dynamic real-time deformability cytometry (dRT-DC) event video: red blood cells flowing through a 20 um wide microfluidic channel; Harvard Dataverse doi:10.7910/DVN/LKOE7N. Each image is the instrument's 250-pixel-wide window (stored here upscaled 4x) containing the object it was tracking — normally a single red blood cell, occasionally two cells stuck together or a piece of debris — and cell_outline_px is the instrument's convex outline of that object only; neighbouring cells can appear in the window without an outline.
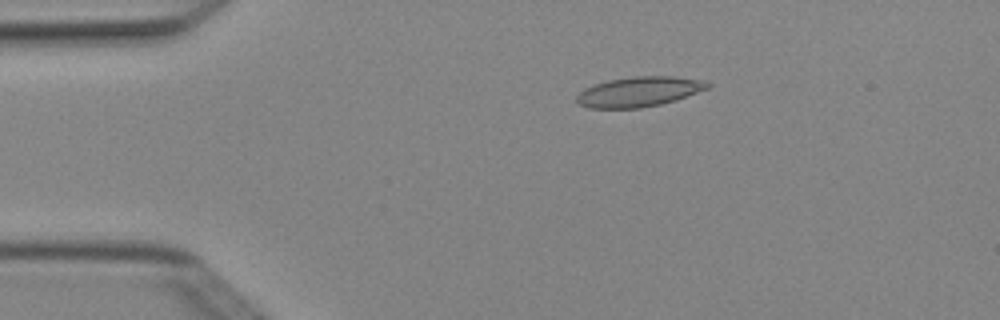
{"species": "Egyptian fruit bat (a non-hibernating species)", "species_latin": "Rousettus aegyptiacus", "temperature_condition": "cold", "stored_images_in_passage": 5, "camera_frame_rate_fps": 3000, "um_per_image_px": 0.085, "animal": {"sex": "female"}, "frame": {"image": 1, "passage_image": 3, "time_ms": 0.667, "image_size_px": [1000, 320], "cell_outline_px": [[712, 84], [708, 88], [676, 100], [660, 104], [640, 108], [588, 108], [580, 104], [576, 100], [576, 96], [584, 88], [608, 80], [632, 76], [672, 76], [704, 80]], "centroid_in_image_um": [54.32, 7.79], "position_along_channel_um": 30.7, "area_um2": 22.83}}
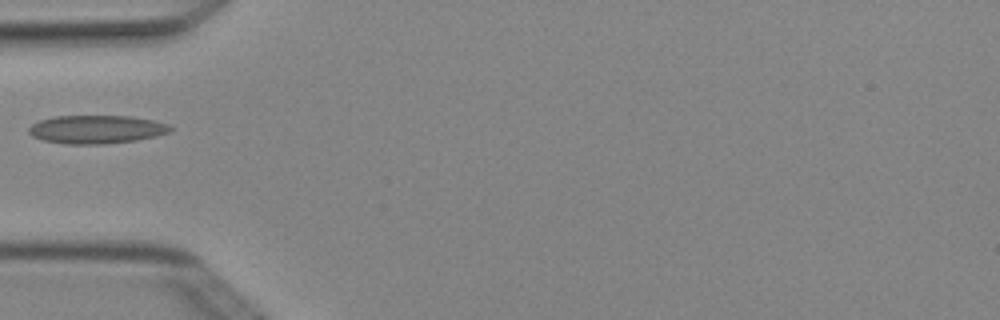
{"frame": {"image": 2, "passage_image": 5, "time_ms": 1.333, "image_size_px": [1000, 320], "cell_outline_px": [[172, 132], [156, 136], [136, 140], [104, 144], [64, 144], [44, 140], [32, 136], [28, 132], [28, 128], [32, 124], [40, 120], [56, 116], [128, 116], [152, 120], [168, 124], [172, 128]], "centroid_in_image_um": [8.2, 11.0], "position_along_channel_um": 76.8, "area_um2": 23.35}}